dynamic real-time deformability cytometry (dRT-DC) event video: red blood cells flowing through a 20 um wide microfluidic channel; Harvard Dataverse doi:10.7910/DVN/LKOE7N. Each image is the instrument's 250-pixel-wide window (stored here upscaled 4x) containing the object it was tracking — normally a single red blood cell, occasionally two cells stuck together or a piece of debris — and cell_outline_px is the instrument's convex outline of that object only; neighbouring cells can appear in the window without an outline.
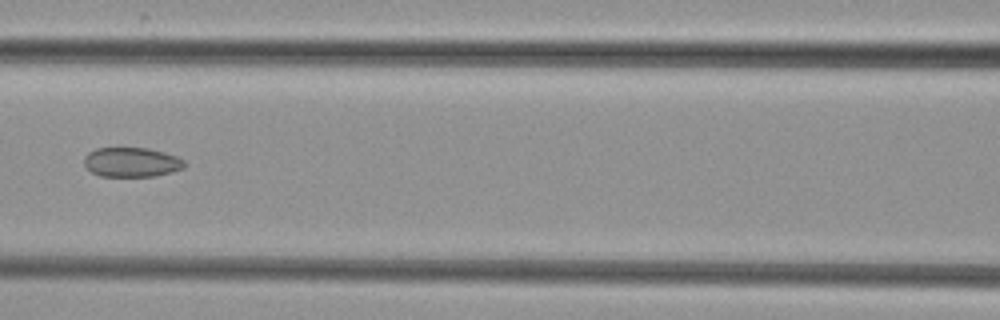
{"species": "common noctule bat (a hibernating species)", "species_latin": "Nyctalus noctula", "temperature_condition": "cold", "stored_images_in_passage": 7, "camera_frame_rate_fps": 3000, "um_per_image_px": 0.085, "animal": {"sex": "female", "body_mass_g": 29.2, "forearm_length_mm": 56.3}, "frame": {"image": 1, "passage_image": 7, "time_ms": 7.0, "image_size_px": [1000, 320], "cell_outline_px": [[184, 168], [172, 172], [156, 176], [100, 176], [92, 172], [84, 164], [84, 156], [88, 152], [96, 148], [148, 148], [164, 152], [176, 156], [184, 160]], "centroid_in_image_um": [11.18, 13.78], "position_along_channel_um": 155.4, "area_um2": 17.28}}